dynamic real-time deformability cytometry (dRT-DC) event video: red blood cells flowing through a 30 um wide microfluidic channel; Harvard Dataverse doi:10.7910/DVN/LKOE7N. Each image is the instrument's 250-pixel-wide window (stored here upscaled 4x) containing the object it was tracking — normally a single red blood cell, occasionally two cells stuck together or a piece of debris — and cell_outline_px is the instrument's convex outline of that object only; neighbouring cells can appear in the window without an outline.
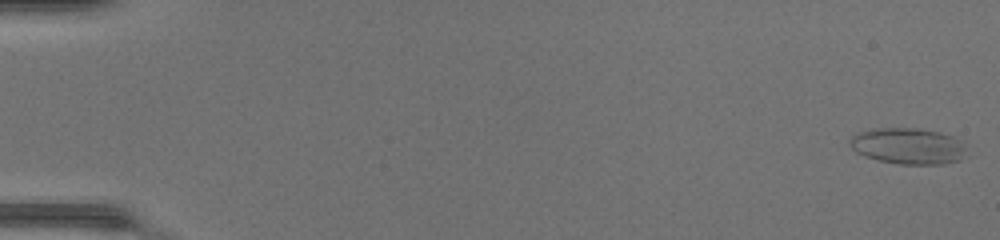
{"species": "common noctule bat (a hibernating species)", "species_latin": "Nyctalus noctula", "temperature_condition": "warm", "stored_images_in_passage": 49, "camera_frame_rate_fps": 3000, "um_per_image_px": 0.085, "animal": {"sex": "female", "body_mass_g": 17.0, "forearm_length_mm": 48.0}, "frame": {"image": 1, "passage_image": 1, "time_ms": 0.0, "image_size_px": [1000, 240], "cell_outline_px": [[972, 156], [960, 160], [944, 164], [900, 164], [876, 160], [856, 152], [848, 144], [848, 140], [852, 136], [860, 132], [872, 128], [916, 128], [940, 132], [952, 136], [960, 140]], "centroid_in_image_um": [77.24, 12.42], "position_along_channel_um": 7.8, "area_um2": 25.09}}
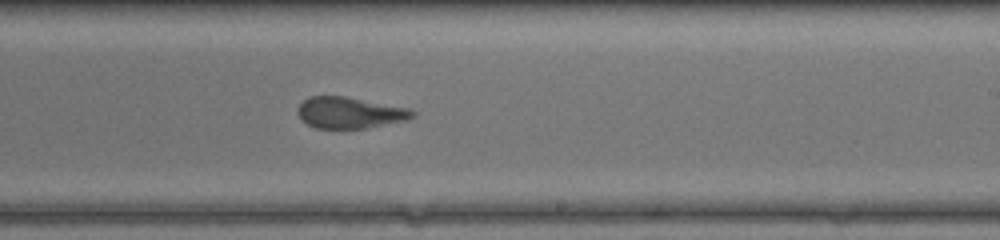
{"frame": {"image": 2, "passage_image": 31, "time_ms": 10.0, "image_size_px": [1000, 240], "cell_outline_px": [[416, 116], [408, 120], [368, 128], [316, 128], [308, 124], [296, 112], [296, 108], [304, 100], [312, 96], [348, 96], [408, 108], [416, 112]], "centroid_in_image_um": [29.77, 9.57], "position_along_channel_um": 259.2, "area_um2": 21.04}}
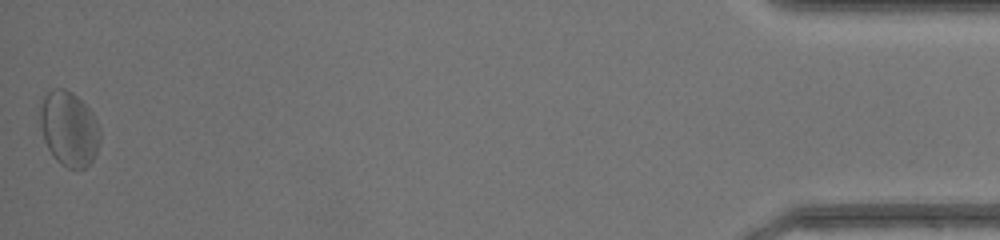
{"frame": {"image": 3, "passage_image": 49, "time_ms": 16.0, "image_size_px": [1000, 240], "cell_outline_px": [[100, 140], [96, 152], [92, 160], [84, 168], [68, 168], [60, 164], [52, 156], [44, 140], [40, 124], [40, 104], [44, 96], [52, 88], [64, 88], [72, 92], [92, 112], [100, 128]], "centroid_in_image_um": [5.85, 10.93], "position_along_channel_um": 429.3, "area_um2": 26.13}, "authors_computed_cell_mechanics": {"area_um2": 22.3686, "velocity_mm_per_s": 4.3412, "shape_relaxation_time_tau1_ms": 6.6359, "shape_relaxation_time_tau2_ms": 1.1457, "deformation_change_tau1": 0.1643, "deformation_change_tau2": 0.0785}}